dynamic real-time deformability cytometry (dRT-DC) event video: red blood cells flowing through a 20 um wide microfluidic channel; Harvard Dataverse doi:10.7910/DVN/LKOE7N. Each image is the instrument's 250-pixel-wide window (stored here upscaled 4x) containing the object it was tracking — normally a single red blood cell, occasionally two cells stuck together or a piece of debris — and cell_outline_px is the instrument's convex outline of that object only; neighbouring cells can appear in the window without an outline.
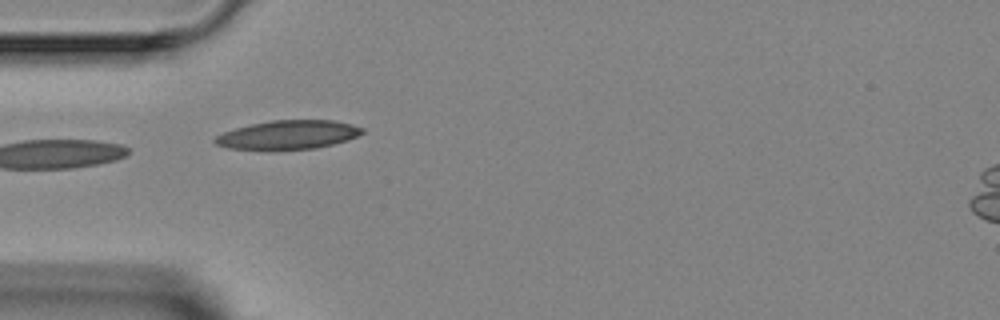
{"species": "Egyptian fruit bat (a non-hibernating species)", "species_latin": "Rousettus aegyptiacus", "temperature_condition": "room temperature", "stored_images_in_passage": 4, "camera_frame_rate_fps": 3000, "um_per_image_px": 0.085, "animal": {"sex": "female"}, "frame": {"image": 1, "passage_image": 3, "time_ms": 4.667, "image_size_px": [1000, 320], "cell_outline_px": [[364, 132], [348, 140], [316, 148], [272, 152], [228, 148], [216, 144], [212, 140], [216, 136], [224, 132], [236, 128], [252, 124], [272, 120], [332, 120], [352, 124], [364, 128]], "centroid_in_image_um": [24.46, 11.49], "position_along_channel_um": 60.5, "area_um2": 25.37}}
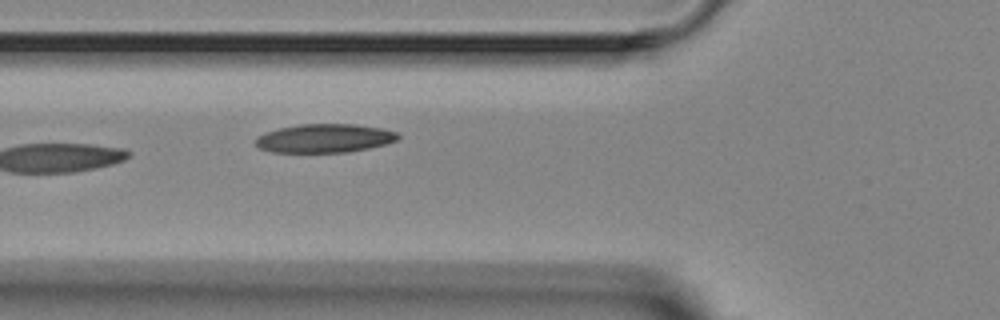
{"frame": {"image": 2, "passage_image": 4, "time_ms": 5.667, "image_size_px": [1000, 320], "cell_outline_px": [[400, 136], [396, 140], [388, 144], [348, 152], [272, 152], [260, 148], [256, 144], [256, 136], [264, 132], [280, 128], [300, 124], [356, 124], [384, 128], [396, 132]], "centroid_in_image_um": [27.61, 11.75], "position_along_channel_um": 98.2, "area_um2": 23.87}}